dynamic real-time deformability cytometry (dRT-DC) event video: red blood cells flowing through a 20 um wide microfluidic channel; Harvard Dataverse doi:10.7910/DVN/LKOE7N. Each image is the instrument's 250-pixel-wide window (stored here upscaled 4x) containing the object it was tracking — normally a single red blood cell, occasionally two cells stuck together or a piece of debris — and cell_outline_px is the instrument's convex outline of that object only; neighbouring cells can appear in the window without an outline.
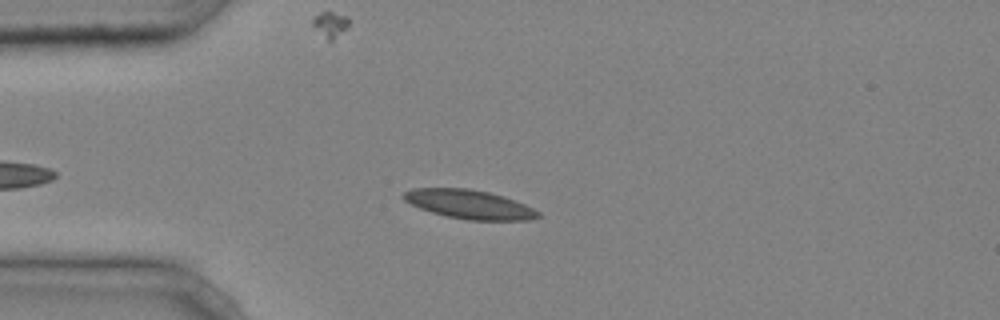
{"species": "common noctule bat (a hibernating species)", "species_latin": "Nyctalus noctula", "temperature_condition": "cold", "stored_images_in_passage": 41, "camera_frame_rate_fps": 3000, "um_per_image_px": 0.085, "animal": {"sex": "male", "body_mass_g": 20.4}, "frame": {"image": 1, "passage_image": 8, "time_ms": 2.333, "image_size_px": [1000, 320], "cell_outline_px": [[540, 216], [528, 220], [468, 220], [448, 216], [432, 212], [420, 208], [404, 200], [400, 196], [404, 192], [412, 188], [468, 188], [488, 192], [504, 196], [524, 204], [540, 212]], "centroid_in_image_um": [39.87, 17.36], "position_along_channel_um": 45.1, "area_um2": 22.54}}
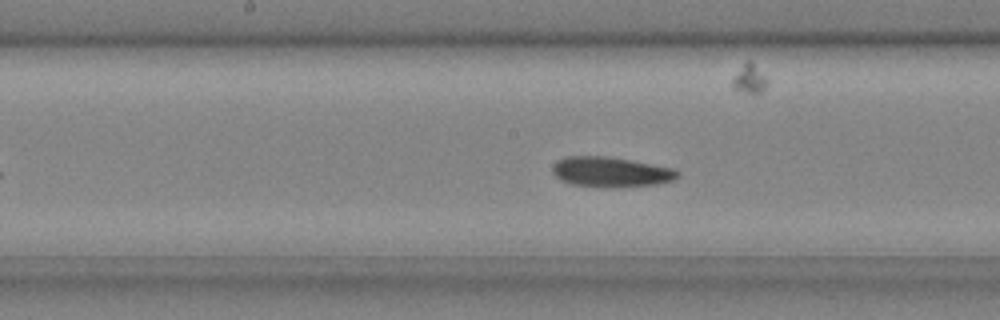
{"frame": {"image": 2, "passage_image": 20, "time_ms": 6.333, "image_size_px": [1000, 320], "cell_outline_px": [[680, 176], [672, 180], [656, 184], [616, 188], [612, 188], [572, 184], [560, 180], [552, 172], [552, 168], [556, 160], [568, 156], [608, 156], [672, 168], [680, 172]], "centroid_in_image_um": [51.9, 14.62], "position_along_channel_um": 196.3, "area_um2": 21.96}}
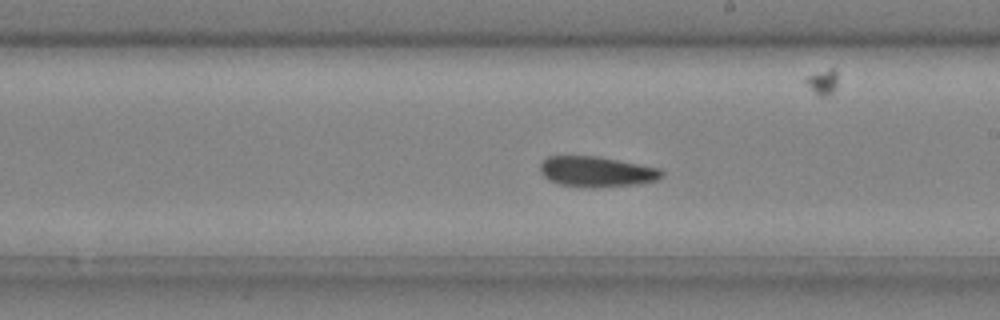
{"frame": {"image": 3, "passage_image": 23, "time_ms": 7.333, "image_size_px": [1000, 320], "cell_outline_px": [[664, 176], [656, 180], [636, 184], [596, 188], [584, 188], [560, 184], [548, 180], [540, 172], [540, 164], [548, 156], [600, 156], [660, 168], [664, 172]], "centroid_in_image_um": [50.72, 14.59], "position_along_channel_um": 238.3, "area_um2": 21.85}, "authors_computed_cell_mechanics": {"area_um2": 21.8484, "velocity_mm_per_s": 4.2151, "shape_relaxation_time_tau1_ms": 6.296, "shape_relaxation_time_tau2_ms": 10.7845, "deformation_change_tau1": 0.1087, "deformation_change_tau2": 0.1464}}